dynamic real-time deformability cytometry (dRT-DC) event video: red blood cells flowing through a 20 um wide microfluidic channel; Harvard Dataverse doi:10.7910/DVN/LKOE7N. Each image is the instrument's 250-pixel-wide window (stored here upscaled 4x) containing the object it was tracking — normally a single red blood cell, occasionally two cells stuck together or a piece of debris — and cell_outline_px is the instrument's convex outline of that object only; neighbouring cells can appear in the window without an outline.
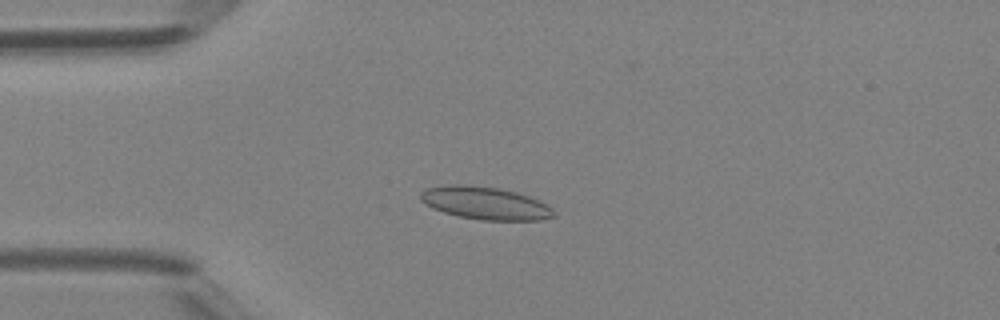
{"species": "Egyptian fruit bat (a non-hibernating species)", "species_latin": "Rousettus aegyptiacus", "temperature_condition": "room temperature", "stored_images_in_passage": 33, "camera_frame_rate_fps": 3000, "um_per_image_px": 0.085, "animal": {"sex": "female"}, "frame": {"image": 1, "passage_image": 1, "time_ms": 0.0, "image_size_px": [1000, 320], "cell_outline_px": [[556, 216], [540, 220], [480, 220], [460, 216], [444, 212], [432, 208], [420, 200], [420, 192], [424, 188], [448, 184], [464, 184], [500, 188], [516, 192], [528, 196], [552, 208], [556, 212]], "centroid_in_image_um": [41.21, 17.26], "position_along_channel_um": 43.8, "area_um2": 25.43}}
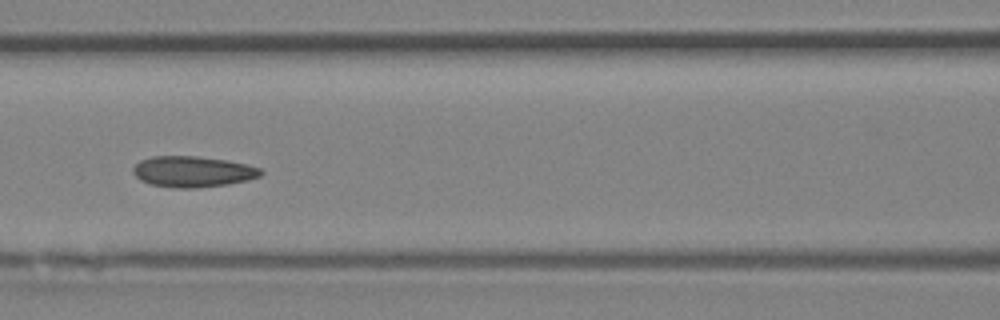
{"frame": {"image": 2, "passage_image": 9, "time_ms": 2.667, "image_size_px": [1000, 320], "cell_outline_px": [[264, 172], [260, 176], [248, 180], [228, 184], [196, 188], [176, 188], [148, 184], [140, 180], [132, 172], [132, 168], [140, 160], [152, 156], [196, 156], [228, 160], [248, 164], [260, 168]], "centroid_in_image_um": [16.38, 14.59], "position_along_channel_um": 150.2, "area_um2": 23.24}}
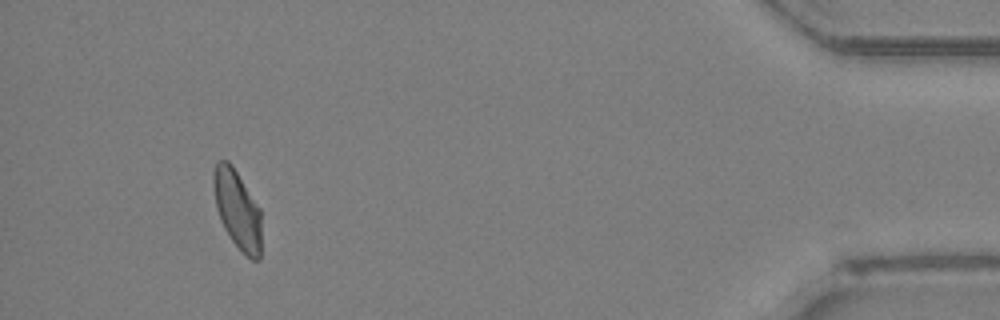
{"frame": {"image": 3, "passage_image": 30, "time_ms": 9.667, "image_size_px": [1000, 320], "cell_outline_px": [[260, 260], [252, 260], [232, 240], [224, 228], [220, 220], [216, 208], [212, 184], [212, 172], [216, 160], [228, 160], [232, 164], [260, 208]], "centroid_in_image_um": [20.13, 17.73], "position_along_channel_um": 415.1, "area_um2": 22.02}}